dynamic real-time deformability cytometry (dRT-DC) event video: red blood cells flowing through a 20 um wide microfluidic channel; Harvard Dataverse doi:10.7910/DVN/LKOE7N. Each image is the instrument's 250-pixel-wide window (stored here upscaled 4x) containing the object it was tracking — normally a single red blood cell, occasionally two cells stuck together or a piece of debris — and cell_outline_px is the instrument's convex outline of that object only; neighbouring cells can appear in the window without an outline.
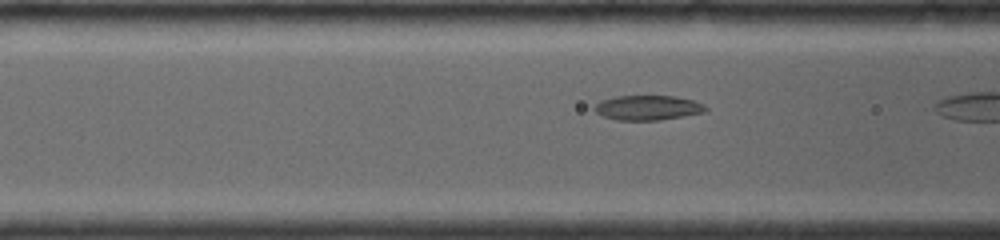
{"species": "common noctule bat (a hibernating species)", "species_latin": "Nyctalus noctula", "temperature_condition": "room temperature", "stored_images_in_passage": 12, "camera_frame_rate_fps": 4000, "um_per_image_px": 0.085, "animal": {"sex": "female", "body_mass_g": 19.0, "forearm_length_mm": 56.7}, "frame": {"image": 1, "passage_image": 6, "time_ms": 1.5, "image_size_px": [1000, 240], "cell_outline_px": [[708, 108], [704, 112], [660, 120], [616, 120], [604, 116], [596, 112], [592, 108], [600, 100], [616, 96], [676, 96], [692, 100], [704, 104]], "centroid_in_image_um": [55.04, 9.15], "position_along_channel_um": 111.6, "area_um2": 16.01}}
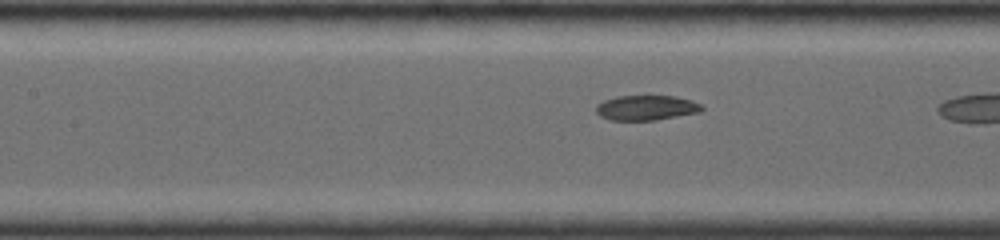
{"frame": {"image": 2, "passage_image": 10, "time_ms": 2.5, "image_size_px": [1000, 240], "cell_outline_px": [[704, 108], [700, 112], [656, 120], [608, 120], [600, 116], [596, 112], [596, 104], [604, 100], [616, 96], [676, 96], [692, 100], [700, 104]], "centroid_in_image_um": [54.92, 9.16], "position_along_channel_um": 152.5, "area_um2": 15.49}}